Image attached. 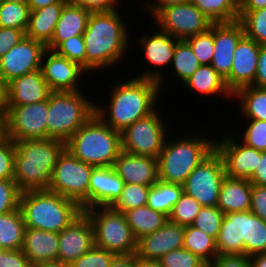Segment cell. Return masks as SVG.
Listing matches in <instances>:
<instances>
[{
    "label": "cell",
    "instance_id": "cell-65",
    "mask_svg": "<svg viewBox=\"0 0 266 267\" xmlns=\"http://www.w3.org/2000/svg\"><path fill=\"white\" fill-rule=\"evenodd\" d=\"M138 267H162L158 261H144L138 258Z\"/></svg>",
    "mask_w": 266,
    "mask_h": 267
},
{
    "label": "cell",
    "instance_id": "cell-52",
    "mask_svg": "<svg viewBox=\"0 0 266 267\" xmlns=\"http://www.w3.org/2000/svg\"><path fill=\"white\" fill-rule=\"evenodd\" d=\"M250 211L266 222V186L252 184Z\"/></svg>",
    "mask_w": 266,
    "mask_h": 267
},
{
    "label": "cell",
    "instance_id": "cell-17",
    "mask_svg": "<svg viewBox=\"0 0 266 267\" xmlns=\"http://www.w3.org/2000/svg\"><path fill=\"white\" fill-rule=\"evenodd\" d=\"M58 238L57 261L68 266L95 245L94 229L88 215L83 211L58 233Z\"/></svg>",
    "mask_w": 266,
    "mask_h": 267
},
{
    "label": "cell",
    "instance_id": "cell-7",
    "mask_svg": "<svg viewBox=\"0 0 266 267\" xmlns=\"http://www.w3.org/2000/svg\"><path fill=\"white\" fill-rule=\"evenodd\" d=\"M96 105L81 91L52 92L48 97L47 138L65 143L94 114Z\"/></svg>",
    "mask_w": 266,
    "mask_h": 267
},
{
    "label": "cell",
    "instance_id": "cell-46",
    "mask_svg": "<svg viewBox=\"0 0 266 267\" xmlns=\"http://www.w3.org/2000/svg\"><path fill=\"white\" fill-rule=\"evenodd\" d=\"M250 121V122H249ZM248 125L241 136V142L258 151H266V121L248 119Z\"/></svg>",
    "mask_w": 266,
    "mask_h": 267
},
{
    "label": "cell",
    "instance_id": "cell-50",
    "mask_svg": "<svg viewBox=\"0 0 266 267\" xmlns=\"http://www.w3.org/2000/svg\"><path fill=\"white\" fill-rule=\"evenodd\" d=\"M15 142L4 136L0 139V180L14 177Z\"/></svg>",
    "mask_w": 266,
    "mask_h": 267
},
{
    "label": "cell",
    "instance_id": "cell-18",
    "mask_svg": "<svg viewBox=\"0 0 266 267\" xmlns=\"http://www.w3.org/2000/svg\"><path fill=\"white\" fill-rule=\"evenodd\" d=\"M138 40L144 49L143 52L147 60L146 62L158 68L144 70L137 78L154 80L159 83L161 89L164 79L163 75L165 74L159 69H161V66L165 67L172 64L175 46L179 39L157 28L154 34L142 35Z\"/></svg>",
    "mask_w": 266,
    "mask_h": 267
},
{
    "label": "cell",
    "instance_id": "cell-20",
    "mask_svg": "<svg viewBox=\"0 0 266 267\" xmlns=\"http://www.w3.org/2000/svg\"><path fill=\"white\" fill-rule=\"evenodd\" d=\"M261 45L244 36L238 43L233 56L230 74L224 79L233 94L239 89L253 86Z\"/></svg>",
    "mask_w": 266,
    "mask_h": 267
},
{
    "label": "cell",
    "instance_id": "cell-67",
    "mask_svg": "<svg viewBox=\"0 0 266 267\" xmlns=\"http://www.w3.org/2000/svg\"><path fill=\"white\" fill-rule=\"evenodd\" d=\"M0 1H10V2H18V3L28 4V0H0Z\"/></svg>",
    "mask_w": 266,
    "mask_h": 267
},
{
    "label": "cell",
    "instance_id": "cell-38",
    "mask_svg": "<svg viewBox=\"0 0 266 267\" xmlns=\"http://www.w3.org/2000/svg\"><path fill=\"white\" fill-rule=\"evenodd\" d=\"M266 252V222L251 211H247L245 255Z\"/></svg>",
    "mask_w": 266,
    "mask_h": 267
},
{
    "label": "cell",
    "instance_id": "cell-9",
    "mask_svg": "<svg viewBox=\"0 0 266 267\" xmlns=\"http://www.w3.org/2000/svg\"><path fill=\"white\" fill-rule=\"evenodd\" d=\"M93 168L65 148L57 159L48 190L76 202L85 211L88 209V187Z\"/></svg>",
    "mask_w": 266,
    "mask_h": 267
},
{
    "label": "cell",
    "instance_id": "cell-10",
    "mask_svg": "<svg viewBox=\"0 0 266 267\" xmlns=\"http://www.w3.org/2000/svg\"><path fill=\"white\" fill-rule=\"evenodd\" d=\"M155 109L149 115L137 120L121 132L122 151L138 155L158 158L164 147L167 130ZM160 117V118H159Z\"/></svg>",
    "mask_w": 266,
    "mask_h": 267
},
{
    "label": "cell",
    "instance_id": "cell-64",
    "mask_svg": "<svg viewBox=\"0 0 266 267\" xmlns=\"http://www.w3.org/2000/svg\"><path fill=\"white\" fill-rule=\"evenodd\" d=\"M31 267H68L67 265L61 263L60 261H49V262H42Z\"/></svg>",
    "mask_w": 266,
    "mask_h": 267
},
{
    "label": "cell",
    "instance_id": "cell-31",
    "mask_svg": "<svg viewBox=\"0 0 266 267\" xmlns=\"http://www.w3.org/2000/svg\"><path fill=\"white\" fill-rule=\"evenodd\" d=\"M124 215L137 240L146 234L157 231L168 220L165 214L155 211L147 205L127 210Z\"/></svg>",
    "mask_w": 266,
    "mask_h": 267
},
{
    "label": "cell",
    "instance_id": "cell-70",
    "mask_svg": "<svg viewBox=\"0 0 266 267\" xmlns=\"http://www.w3.org/2000/svg\"><path fill=\"white\" fill-rule=\"evenodd\" d=\"M238 4H240L243 0H235Z\"/></svg>",
    "mask_w": 266,
    "mask_h": 267
},
{
    "label": "cell",
    "instance_id": "cell-51",
    "mask_svg": "<svg viewBox=\"0 0 266 267\" xmlns=\"http://www.w3.org/2000/svg\"><path fill=\"white\" fill-rule=\"evenodd\" d=\"M25 37L20 29L0 27V58Z\"/></svg>",
    "mask_w": 266,
    "mask_h": 267
},
{
    "label": "cell",
    "instance_id": "cell-57",
    "mask_svg": "<svg viewBox=\"0 0 266 267\" xmlns=\"http://www.w3.org/2000/svg\"><path fill=\"white\" fill-rule=\"evenodd\" d=\"M252 184L266 186V151H259V163L253 176L249 179Z\"/></svg>",
    "mask_w": 266,
    "mask_h": 267
},
{
    "label": "cell",
    "instance_id": "cell-60",
    "mask_svg": "<svg viewBox=\"0 0 266 267\" xmlns=\"http://www.w3.org/2000/svg\"><path fill=\"white\" fill-rule=\"evenodd\" d=\"M8 116L7 85L0 79V120L5 124Z\"/></svg>",
    "mask_w": 266,
    "mask_h": 267
},
{
    "label": "cell",
    "instance_id": "cell-21",
    "mask_svg": "<svg viewBox=\"0 0 266 267\" xmlns=\"http://www.w3.org/2000/svg\"><path fill=\"white\" fill-rule=\"evenodd\" d=\"M244 36L239 20L214 23V54L210 65L224 79L231 72L234 51Z\"/></svg>",
    "mask_w": 266,
    "mask_h": 267
},
{
    "label": "cell",
    "instance_id": "cell-19",
    "mask_svg": "<svg viewBox=\"0 0 266 267\" xmlns=\"http://www.w3.org/2000/svg\"><path fill=\"white\" fill-rule=\"evenodd\" d=\"M185 226L167 222L153 233L137 240V256L144 261H158L165 254L183 248Z\"/></svg>",
    "mask_w": 266,
    "mask_h": 267
},
{
    "label": "cell",
    "instance_id": "cell-34",
    "mask_svg": "<svg viewBox=\"0 0 266 267\" xmlns=\"http://www.w3.org/2000/svg\"><path fill=\"white\" fill-rule=\"evenodd\" d=\"M239 99L242 116L246 119L266 121V88L247 86L239 89L233 98Z\"/></svg>",
    "mask_w": 266,
    "mask_h": 267
},
{
    "label": "cell",
    "instance_id": "cell-15",
    "mask_svg": "<svg viewBox=\"0 0 266 267\" xmlns=\"http://www.w3.org/2000/svg\"><path fill=\"white\" fill-rule=\"evenodd\" d=\"M238 140L231 134L216 139L215 150L222 157L227 177L250 179L259 163V151Z\"/></svg>",
    "mask_w": 266,
    "mask_h": 267
},
{
    "label": "cell",
    "instance_id": "cell-43",
    "mask_svg": "<svg viewBox=\"0 0 266 267\" xmlns=\"http://www.w3.org/2000/svg\"><path fill=\"white\" fill-rule=\"evenodd\" d=\"M223 217L217 206H202L191 226L217 239Z\"/></svg>",
    "mask_w": 266,
    "mask_h": 267
},
{
    "label": "cell",
    "instance_id": "cell-41",
    "mask_svg": "<svg viewBox=\"0 0 266 267\" xmlns=\"http://www.w3.org/2000/svg\"><path fill=\"white\" fill-rule=\"evenodd\" d=\"M151 186L125 183L117 201L111 206L116 211L125 212L147 205L148 192Z\"/></svg>",
    "mask_w": 266,
    "mask_h": 267
},
{
    "label": "cell",
    "instance_id": "cell-8",
    "mask_svg": "<svg viewBox=\"0 0 266 267\" xmlns=\"http://www.w3.org/2000/svg\"><path fill=\"white\" fill-rule=\"evenodd\" d=\"M84 212L93 225L96 246L115 255H131L137 252V239L123 212L112 207H93Z\"/></svg>",
    "mask_w": 266,
    "mask_h": 267
},
{
    "label": "cell",
    "instance_id": "cell-56",
    "mask_svg": "<svg viewBox=\"0 0 266 267\" xmlns=\"http://www.w3.org/2000/svg\"><path fill=\"white\" fill-rule=\"evenodd\" d=\"M253 86L266 88V45H261Z\"/></svg>",
    "mask_w": 266,
    "mask_h": 267
},
{
    "label": "cell",
    "instance_id": "cell-23",
    "mask_svg": "<svg viewBox=\"0 0 266 267\" xmlns=\"http://www.w3.org/2000/svg\"><path fill=\"white\" fill-rule=\"evenodd\" d=\"M113 167L125 183L152 186L159 180L158 161L155 157L121 151Z\"/></svg>",
    "mask_w": 266,
    "mask_h": 267
},
{
    "label": "cell",
    "instance_id": "cell-49",
    "mask_svg": "<svg viewBox=\"0 0 266 267\" xmlns=\"http://www.w3.org/2000/svg\"><path fill=\"white\" fill-rule=\"evenodd\" d=\"M21 193L13 179L0 180V214L19 209Z\"/></svg>",
    "mask_w": 266,
    "mask_h": 267
},
{
    "label": "cell",
    "instance_id": "cell-44",
    "mask_svg": "<svg viewBox=\"0 0 266 267\" xmlns=\"http://www.w3.org/2000/svg\"><path fill=\"white\" fill-rule=\"evenodd\" d=\"M201 64H211L214 54V23L203 33L185 39Z\"/></svg>",
    "mask_w": 266,
    "mask_h": 267
},
{
    "label": "cell",
    "instance_id": "cell-27",
    "mask_svg": "<svg viewBox=\"0 0 266 267\" xmlns=\"http://www.w3.org/2000/svg\"><path fill=\"white\" fill-rule=\"evenodd\" d=\"M58 233L41 229H25L22 251L32 265L57 261L58 257Z\"/></svg>",
    "mask_w": 266,
    "mask_h": 267
},
{
    "label": "cell",
    "instance_id": "cell-53",
    "mask_svg": "<svg viewBox=\"0 0 266 267\" xmlns=\"http://www.w3.org/2000/svg\"><path fill=\"white\" fill-rule=\"evenodd\" d=\"M210 265L211 267H251V261L245 254L218 255Z\"/></svg>",
    "mask_w": 266,
    "mask_h": 267
},
{
    "label": "cell",
    "instance_id": "cell-63",
    "mask_svg": "<svg viewBox=\"0 0 266 267\" xmlns=\"http://www.w3.org/2000/svg\"><path fill=\"white\" fill-rule=\"evenodd\" d=\"M251 267H266V252L250 256Z\"/></svg>",
    "mask_w": 266,
    "mask_h": 267
},
{
    "label": "cell",
    "instance_id": "cell-3",
    "mask_svg": "<svg viewBox=\"0 0 266 267\" xmlns=\"http://www.w3.org/2000/svg\"><path fill=\"white\" fill-rule=\"evenodd\" d=\"M64 141L44 138L15 142L14 177L21 192L48 190Z\"/></svg>",
    "mask_w": 266,
    "mask_h": 267
},
{
    "label": "cell",
    "instance_id": "cell-30",
    "mask_svg": "<svg viewBox=\"0 0 266 267\" xmlns=\"http://www.w3.org/2000/svg\"><path fill=\"white\" fill-rule=\"evenodd\" d=\"M192 92L197 91L206 96L219 95L233 99L225 80L210 64H202L184 83ZM232 96V97H231Z\"/></svg>",
    "mask_w": 266,
    "mask_h": 267
},
{
    "label": "cell",
    "instance_id": "cell-55",
    "mask_svg": "<svg viewBox=\"0 0 266 267\" xmlns=\"http://www.w3.org/2000/svg\"><path fill=\"white\" fill-rule=\"evenodd\" d=\"M119 0H75L74 2L90 12H108L116 10Z\"/></svg>",
    "mask_w": 266,
    "mask_h": 267
},
{
    "label": "cell",
    "instance_id": "cell-45",
    "mask_svg": "<svg viewBox=\"0 0 266 267\" xmlns=\"http://www.w3.org/2000/svg\"><path fill=\"white\" fill-rule=\"evenodd\" d=\"M54 51L70 61L78 63L86 70V51L83 35H77L63 41Z\"/></svg>",
    "mask_w": 266,
    "mask_h": 267
},
{
    "label": "cell",
    "instance_id": "cell-48",
    "mask_svg": "<svg viewBox=\"0 0 266 267\" xmlns=\"http://www.w3.org/2000/svg\"><path fill=\"white\" fill-rule=\"evenodd\" d=\"M115 254L94 245L87 253L74 260L68 267H109Z\"/></svg>",
    "mask_w": 266,
    "mask_h": 267
},
{
    "label": "cell",
    "instance_id": "cell-47",
    "mask_svg": "<svg viewBox=\"0 0 266 267\" xmlns=\"http://www.w3.org/2000/svg\"><path fill=\"white\" fill-rule=\"evenodd\" d=\"M158 262L162 267H201L205 263L185 248L173 250L165 254Z\"/></svg>",
    "mask_w": 266,
    "mask_h": 267
},
{
    "label": "cell",
    "instance_id": "cell-69",
    "mask_svg": "<svg viewBox=\"0 0 266 267\" xmlns=\"http://www.w3.org/2000/svg\"><path fill=\"white\" fill-rule=\"evenodd\" d=\"M5 249L2 247V246H0V254L4 251Z\"/></svg>",
    "mask_w": 266,
    "mask_h": 267
},
{
    "label": "cell",
    "instance_id": "cell-35",
    "mask_svg": "<svg viewBox=\"0 0 266 267\" xmlns=\"http://www.w3.org/2000/svg\"><path fill=\"white\" fill-rule=\"evenodd\" d=\"M183 248L189 250L205 263L218 256L216 239L191 225L185 226Z\"/></svg>",
    "mask_w": 266,
    "mask_h": 267
},
{
    "label": "cell",
    "instance_id": "cell-33",
    "mask_svg": "<svg viewBox=\"0 0 266 267\" xmlns=\"http://www.w3.org/2000/svg\"><path fill=\"white\" fill-rule=\"evenodd\" d=\"M183 194V186L158 180L150 187L147 206L169 217L174 205Z\"/></svg>",
    "mask_w": 266,
    "mask_h": 267
},
{
    "label": "cell",
    "instance_id": "cell-16",
    "mask_svg": "<svg viewBox=\"0 0 266 267\" xmlns=\"http://www.w3.org/2000/svg\"><path fill=\"white\" fill-rule=\"evenodd\" d=\"M41 71L52 92L80 91V77L89 74L78 63L48 48L42 57Z\"/></svg>",
    "mask_w": 266,
    "mask_h": 267
},
{
    "label": "cell",
    "instance_id": "cell-59",
    "mask_svg": "<svg viewBox=\"0 0 266 267\" xmlns=\"http://www.w3.org/2000/svg\"><path fill=\"white\" fill-rule=\"evenodd\" d=\"M109 267H138L137 254L115 255Z\"/></svg>",
    "mask_w": 266,
    "mask_h": 267
},
{
    "label": "cell",
    "instance_id": "cell-13",
    "mask_svg": "<svg viewBox=\"0 0 266 267\" xmlns=\"http://www.w3.org/2000/svg\"><path fill=\"white\" fill-rule=\"evenodd\" d=\"M48 100L22 106H8L5 136L14 142L47 138Z\"/></svg>",
    "mask_w": 266,
    "mask_h": 267
},
{
    "label": "cell",
    "instance_id": "cell-2",
    "mask_svg": "<svg viewBox=\"0 0 266 267\" xmlns=\"http://www.w3.org/2000/svg\"><path fill=\"white\" fill-rule=\"evenodd\" d=\"M133 78L120 84L114 83L108 108L105 106L104 109L103 105L95 103L97 116L119 132L152 113L157 107L158 96L162 91L159 83L154 80Z\"/></svg>",
    "mask_w": 266,
    "mask_h": 267
},
{
    "label": "cell",
    "instance_id": "cell-22",
    "mask_svg": "<svg viewBox=\"0 0 266 267\" xmlns=\"http://www.w3.org/2000/svg\"><path fill=\"white\" fill-rule=\"evenodd\" d=\"M124 184L113 166L94 167L88 187V209L111 207L120 197Z\"/></svg>",
    "mask_w": 266,
    "mask_h": 267
},
{
    "label": "cell",
    "instance_id": "cell-66",
    "mask_svg": "<svg viewBox=\"0 0 266 267\" xmlns=\"http://www.w3.org/2000/svg\"><path fill=\"white\" fill-rule=\"evenodd\" d=\"M5 136L4 123L0 120V139Z\"/></svg>",
    "mask_w": 266,
    "mask_h": 267
},
{
    "label": "cell",
    "instance_id": "cell-12",
    "mask_svg": "<svg viewBox=\"0 0 266 267\" xmlns=\"http://www.w3.org/2000/svg\"><path fill=\"white\" fill-rule=\"evenodd\" d=\"M161 31L179 40L206 32L213 23L190 1L162 8L153 18Z\"/></svg>",
    "mask_w": 266,
    "mask_h": 267
},
{
    "label": "cell",
    "instance_id": "cell-29",
    "mask_svg": "<svg viewBox=\"0 0 266 267\" xmlns=\"http://www.w3.org/2000/svg\"><path fill=\"white\" fill-rule=\"evenodd\" d=\"M66 3H54L31 10L25 36L40 41L46 46L51 42L56 24Z\"/></svg>",
    "mask_w": 266,
    "mask_h": 267
},
{
    "label": "cell",
    "instance_id": "cell-5",
    "mask_svg": "<svg viewBox=\"0 0 266 267\" xmlns=\"http://www.w3.org/2000/svg\"><path fill=\"white\" fill-rule=\"evenodd\" d=\"M167 137L157 158L159 180L182 185L190 173L215 151L216 138L195 133L175 140Z\"/></svg>",
    "mask_w": 266,
    "mask_h": 267
},
{
    "label": "cell",
    "instance_id": "cell-40",
    "mask_svg": "<svg viewBox=\"0 0 266 267\" xmlns=\"http://www.w3.org/2000/svg\"><path fill=\"white\" fill-rule=\"evenodd\" d=\"M239 21L247 38L266 45V7L256 11H239Z\"/></svg>",
    "mask_w": 266,
    "mask_h": 267
},
{
    "label": "cell",
    "instance_id": "cell-1",
    "mask_svg": "<svg viewBox=\"0 0 266 267\" xmlns=\"http://www.w3.org/2000/svg\"><path fill=\"white\" fill-rule=\"evenodd\" d=\"M119 13L117 9L90 13L83 33L87 72L114 67L127 54L129 30Z\"/></svg>",
    "mask_w": 266,
    "mask_h": 267
},
{
    "label": "cell",
    "instance_id": "cell-4",
    "mask_svg": "<svg viewBox=\"0 0 266 267\" xmlns=\"http://www.w3.org/2000/svg\"><path fill=\"white\" fill-rule=\"evenodd\" d=\"M25 227L59 233L83 211L74 201L50 190L22 192L20 206Z\"/></svg>",
    "mask_w": 266,
    "mask_h": 267
},
{
    "label": "cell",
    "instance_id": "cell-28",
    "mask_svg": "<svg viewBox=\"0 0 266 267\" xmlns=\"http://www.w3.org/2000/svg\"><path fill=\"white\" fill-rule=\"evenodd\" d=\"M252 183L249 179L225 177L217 207L224 213L247 212L251 208Z\"/></svg>",
    "mask_w": 266,
    "mask_h": 267
},
{
    "label": "cell",
    "instance_id": "cell-61",
    "mask_svg": "<svg viewBox=\"0 0 266 267\" xmlns=\"http://www.w3.org/2000/svg\"><path fill=\"white\" fill-rule=\"evenodd\" d=\"M266 7V0H243L239 4V11H256Z\"/></svg>",
    "mask_w": 266,
    "mask_h": 267
},
{
    "label": "cell",
    "instance_id": "cell-42",
    "mask_svg": "<svg viewBox=\"0 0 266 267\" xmlns=\"http://www.w3.org/2000/svg\"><path fill=\"white\" fill-rule=\"evenodd\" d=\"M201 208L202 205L195 198L183 192L174 205L168 220L183 226L191 225Z\"/></svg>",
    "mask_w": 266,
    "mask_h": 267
},
{
    "label": "cell",
    "instance_id": "cell-24",
    "mask_svg": "<svg viewBox=\"0 0 266 267\" xmlns=\"http://www.w3.org/2000/svg\"><path fill=\"white\" fill-rule=\"evenodd\" d=\"M52 93L41 69L24 74L7 84L8 106L46 101Z\"/></svg>",
    "mask_w": 266,
    "mask_h": 267
},
{
    "label": "cell",
    "instance_id": "cell-32",
    "mask_svg": "<svg viewBox=\"0 0 266 267\" xmlns=\"http://www.w3.org/2000/svg\"><path fill=\"white\" fill-rule=\"evenodd\" d=\"M21 209L0 214V246L5 250H21L25 236Z\"/></svg>",
    "mask_w": 266,
    "mask_h": 267
},
{
    "label": "cell",
    "instance_id": "cell-62",
    "mask_svg": "<svg viewBox=\"0 0 266 267\" xmlns=\"http://www.w3.org/2000/svg\"><path fill=\"white\" fill-rule=\"evenodd\" d=\"M66 0H28L30 10H37L54 3H67Z\"/></svg>",
    "mask_w": 266,
    "mask_h": 267
},
{
    "label": "cell",
    "instance_id": "cell-54",
    "mask_svg": "<svg viewBox=\"0 0 266 267\" xmlns=\"http://www.w3.org/2000/svg\"><path fill=\"white\" fill-rule=\"evenodd\" d=\"M22 250H4L0 254V267H31Z\"/></svg>",
    "mask_w": 266,
    "mask_h": 267
},
{
    "label": "cell",
    "instance_id": "cell-36",
    "mask_svg": "<svg viewBox=\"0 0 266 267\" xmlns=\"http://www.w3.org/2000/svg\"><path fill=\"white\" fill-rule=\"evenodd\" d=\"M213 23L239 20V4L235 0H190Z\"/></svg>",
    "mask_w": 266,
    "mask_h": 267
},
{
    "label": "cell",
    "instance_id": "cell-26",
    "mask_svg": "<svg viewBox=\"0 0 266 267\" xmlns=\"http://www.w3.org/2000/svg\"><path fill=\"white\" fill-rule=\"evenodd\" d=\"M90 13L89 10L74 1H68L62 9L52 40L47 48L55 50L63 41L77 35H83Z\"/></svg>",
    "mask_w": 266,
    "mask_h": 267
},
{
    "label": "cell",
    "instance_id": "cell-25",
    "mask_svg": "<svg viewBox=\"0 0 266 267\" xmlns=\"http://www.w3.org/2000/svg\"><path fill=\"white\" fill-rule=\"evenodd\" d=\"M247 212L224 214L216 247L218 255L245 254Z\"/></svg>",
    "mask_w": 266,
    "mask_h": 267
},
{
    "label": "cell",
    "instance_id": "cell-37",
    "mask_svg": "<svg viewBox=\"0 0 266 267\" xmlns=\"http://www.w3.org/2000/svg\"><path fill=\"white\" fill-rule=\"evenodd\" d=\"M202 64L186 40H178L175 46L172 67L181 82H185Z\"/></svg>",
    "mask_w": 266,
    "mask_h": 267
},
{
    "label": "cell",
    "instance_id": "cell-39",
    "mask_svg": "<svg viewBox=\"0 0 266 267\" xmlns=\"http://www.w3.org/2000/svg\"><path fill=\"white\" fill-rule=\"evenodd\" d=\"M30 12L28 4L0 1V27L15 28L25 32Z\"/></svg>",
    "mask_w": 266,
    "mask_h": 267
},
{
    "label": "cell",
    "instance_id": "cell-6",
    "mask_svg": "<svg viewBox=\"0 0 266 267\" xmlns=\"http://www.w3.org/2000/svg\"><path fill=\"white\" fill-rule=\"evenodd\" d=\"M66 149L94 167L113 166L122 151L121 132L106 125L95 113L66 142Z\"/></svg>",
    "mask_w": 266,
    "mask_h": 267
},
{
    "label": "cell",
    "instance_id": "cell-58",
    "mask_svg": "<svg viewBox=\"0 0 266 267\" xmlns=\"http://www.w3.org/2000/svg\"><path fill=\"white\" fill-rule=\"evenodd\" d=\"M189 1L190 0H153L154 3H148V1H144L145 4H143V7L146 5V9H148L147 11L150 13V15L152 14L151 18H153L164 7L182 4Z\"/></svg>",
    "mask_w": 266,
    "mask_h": 267
},
{
    "label": "cell",
    "instance_id": "cell-68",
    "mask_svg": "<svg viewBox=\"0 0 266 267\" xmlns=\"http://www.w3.org/2000/svg\"><path fill=\"white\" fill-rule=\"evenodd\" d=\"M201 267H211L210 263H204Z\"/></svg>",
    "mask_w": 266,
    "mask_h": 267
},
{
    "label": "cell",
    "instance_id": "cell-14",
    "mask_svg": "<svg viewBox=\"0 0 266 267\" xmlns=\"http://www.w3.org/2000/svg\"><path fill=\"white\" fill-rule=\"evenodd\" d=\"M46 49L44 43L25 36L0 58V79L7 85L15 78L41 69Z\"/></svg>",
    "mask_w": 266,
    "mask_h": 267
},
{
    "label": "cell",
    "instance_id": "cell-11",
    "mask_svg": "<svg viewBox=\"0 0 266 267\" xmlns=\"http://www.w3.org/2000/svg\"><path fill=\"white\" fill-rule=\"evenodd\" d=\"M225 177L222 157L215 150L190 173L182 184L183 192L195 198L202 206H217Z\"/></svg>",
    "mask_w": 266,
    "mask_h": 267
}]
</instances>
